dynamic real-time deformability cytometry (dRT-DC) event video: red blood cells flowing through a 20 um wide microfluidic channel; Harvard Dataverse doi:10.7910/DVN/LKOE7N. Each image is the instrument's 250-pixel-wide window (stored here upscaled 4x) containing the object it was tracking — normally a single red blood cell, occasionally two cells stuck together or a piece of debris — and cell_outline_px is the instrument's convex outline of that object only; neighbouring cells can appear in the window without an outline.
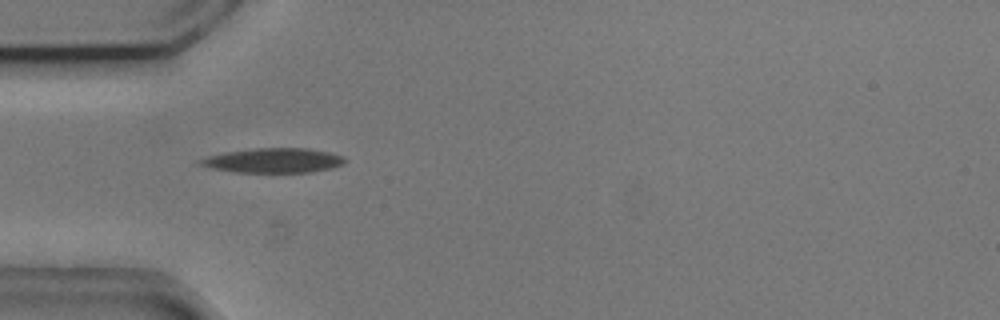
{"species": "common noctule bat (a hibernating species)", "species_latin": "Nyctalus noctula", "temperature_condition": "cold", "stored_images_in_passage": 34, "camera_frame_rate_fps": 3000, "um_per_image_px": 0.085, "animal": {"sex": "male", "body_mass_g": 20.5, "forearm_length_mm": 52.5}, "frame": {"image": 1, "passage_image": 1, "time_ms": 0.0, "image_size_px": [1000, 320], "cell_outline_px": [[344, 164], [332, 168], [312, 172], [232, 172], [212, 168], [196, 164], [196, 160], [208, 156], [224, 152], [256, 148], [308, 148], [328, 152], [344, 156]], "centroid_in_image_um": [23.2, 13.64], "position_along_channel_um": 61.8, "area_um2": 20.87}}
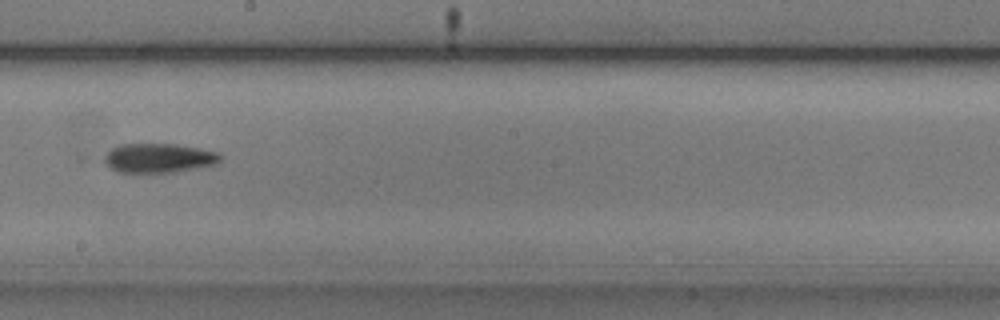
{"frame": {"image": 2, "passage_image": 15, "time_ms": 4.667, "image_size_px": [1000, 320], "cell_outline_px": [[224, 156], [216, 164], [196, 168], [172, 172], [116, 172], [104, 160], [108, 152], [112, 148], [120, 144], [176, 144], [200, 148], [220, 152]], "centroid_in_image_um": [13.56, 13.42], "position_along_channel_um": 234.6, "area_um2": 19.71}, "authors_computed_cell_mechanics": {"area_um2": 19.3052, "velocity_mm_per_s": 3.7328, "shape_relaxation_time_tau1_ms": 5.7032, "shape_relaxation_time_tau2_ms": 7.1464, "deformation_change_tau1": 0.1691, "deformation_change_tau2": 0.1498}}